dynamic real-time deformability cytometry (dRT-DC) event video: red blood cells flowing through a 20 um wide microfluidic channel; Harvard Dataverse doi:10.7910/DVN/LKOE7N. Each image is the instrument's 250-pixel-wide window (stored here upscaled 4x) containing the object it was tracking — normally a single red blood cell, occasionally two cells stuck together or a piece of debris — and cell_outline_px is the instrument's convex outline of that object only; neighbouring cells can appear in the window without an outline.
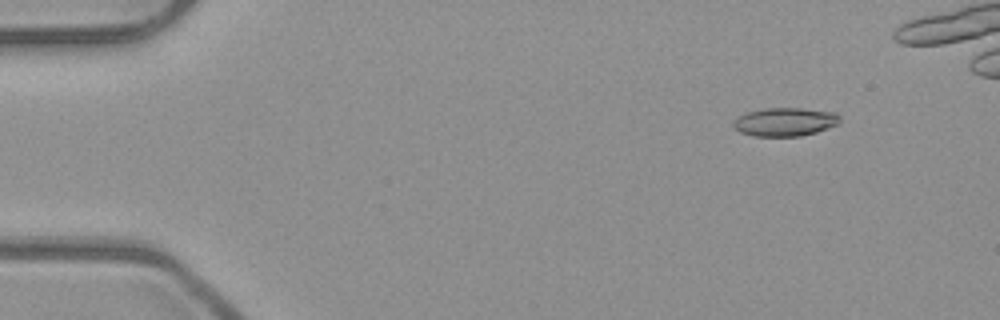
{"species": "common noctule bat (a hibernating species)", "species_latin": "Nyctalus noctula", "temperature_condition": "room temperature", "stored_images_in_passage": 6, "camera_frame_rate_fps": 3000, "um_per_image_px": 0.085, "animal": {"sex": "male", "body_mass_g": 23.1, "forearm_length_mm": 52.7}, "frame": {"image": 1, "passage_image": 2, "time_ms": 0.333, "image_size_px": [1000, 320], "cell_outline_px": [[840, 124], [816, 132], [800, 136], [752, 136], [740, 132], [732, 124], [732, 120], [736, 116], [748, 112], [764, 108], [800, 108], [836, 112], [840, 116]], "centroid_in_image_um": [66.72, 10.35], "position_along_channel_um": 18.3, "area_um2": 17.86}}